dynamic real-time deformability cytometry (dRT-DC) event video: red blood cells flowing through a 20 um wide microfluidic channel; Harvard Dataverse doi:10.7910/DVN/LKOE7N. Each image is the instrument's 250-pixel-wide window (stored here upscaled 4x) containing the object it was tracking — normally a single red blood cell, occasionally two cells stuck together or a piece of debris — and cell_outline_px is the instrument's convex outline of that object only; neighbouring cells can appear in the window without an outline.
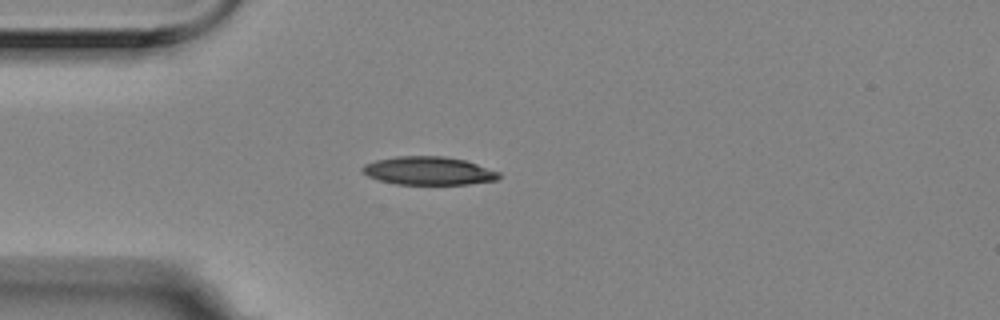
{"species": "Egyptian fruit bat (a non-hibernating species)", "species_latin": "Rousettus aegyptiacus", "temperature_condition": "room temperature", "stored_images_in_passage": 2, "camera_frame_rate_fps": 3000, "um_per_image_px": 0.085, "animal": {"sex": "female"}, "frame": {"image": 1, "passage_image": 1, "time_ms": 0.0, "image_size_px": [1000, 320], "cell_outline_px": [[500, 176], [496, 180], [468, 184], [396, 184], [380, 180], [368, 176], [360, 172], [360, 168], [364, 164], [376, 160], [396, 156], [444, 156], [464, 160], [500, 172]], "centroid_in_image_um": [36.38, 14.51], "position_along_channel_um": 48.6, "area_um2": 22.43}}